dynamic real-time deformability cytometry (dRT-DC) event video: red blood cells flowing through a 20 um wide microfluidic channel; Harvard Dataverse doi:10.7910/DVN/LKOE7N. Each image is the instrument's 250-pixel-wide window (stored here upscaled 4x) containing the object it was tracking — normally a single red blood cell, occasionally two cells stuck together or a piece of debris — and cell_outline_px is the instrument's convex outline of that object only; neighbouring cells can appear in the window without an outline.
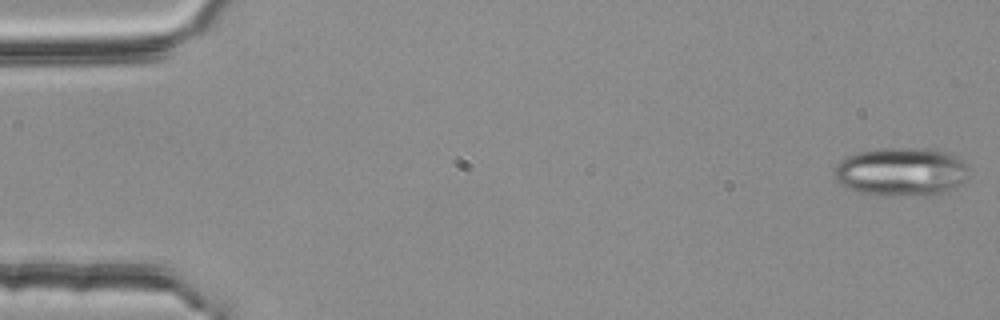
{"species": "common noctule bat (a hibernating species)", "species_latin": "Nyctalus noctula", "temperature_condition": "room temperature", "stored_images_in_passage": 4, "camera_frame_rate_fps": 3000, "um_per_image_px": 0.085, "animal": {"sex": "female", "body_mass_g": 25.1}, "frame": {"image": 1, "passage_image": 1, "time_ms": 0.0, "image_size_px": [1000, 320], "cell_outline_px": [[968, 176], [960, 184], [948, 192], [924, 196], [876, 196], [860, 192], [848, 188], [840, 184], [836, 180], [832, 168], [840, 160], [856, 152], [880, 148], [928, 148], [944, 152], [960, 160], [968, 168]], "centroid_in_image_um": [76.55, 14.62], "position_along_channel_um": 8.4, "area_um2": 38.55}}